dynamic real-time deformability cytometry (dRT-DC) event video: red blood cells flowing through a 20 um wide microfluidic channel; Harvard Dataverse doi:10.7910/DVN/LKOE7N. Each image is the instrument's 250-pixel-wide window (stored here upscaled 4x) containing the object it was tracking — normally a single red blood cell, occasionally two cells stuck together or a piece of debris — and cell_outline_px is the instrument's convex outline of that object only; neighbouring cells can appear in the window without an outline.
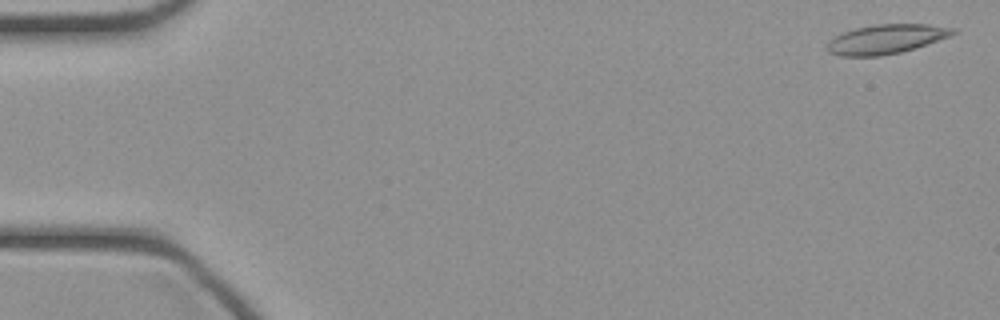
{"species": "common noctule bat (a hibernating species)", "species_latin": "Nyctalus noctula", "temperature_condition": "cold", "stored_images_in_passage": 46, "camera_frame_rate_fps": 3000, "um_per_image_px": 0.085, "animal": {"sex": "female", "body_mass_g": 21.9}, "frame": {"image": 1, "passage_image": 2, "time_ms": 0.333, "image_size_px": [1000, 320], "cell_outline_px": [[960, 32], [916, 48], [900, 52], [880, 56], [840, 56], [828, 52], [824, 48], [836, 36], [844, 32], [856, 28], [876, 24], [928, 24], [956, 28]], "centroid_in_image_um": [75.35, 3.32], "position_along_channel_um": 9.6, "area_um2": 21.5}}
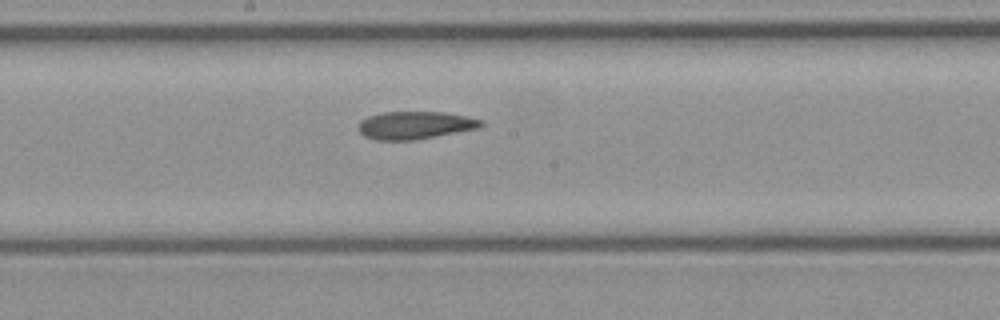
{"frame": {"image": 2, "passage_image": 25, "time_ms": 8.0, "image_size_px": [1000, 320], "cell_outline_px": [[484, 124], [480, 128], [412, 140], [376, 140], [364, 136], [356, 128], [360, 120], [368, 116], [384, 112], [444, 112], [468, 116], [484, 120]], "centroid_in_image_um": [35.28, 10.63], "position_along_channel_um": 212.9, "area_um2": 19.94}}
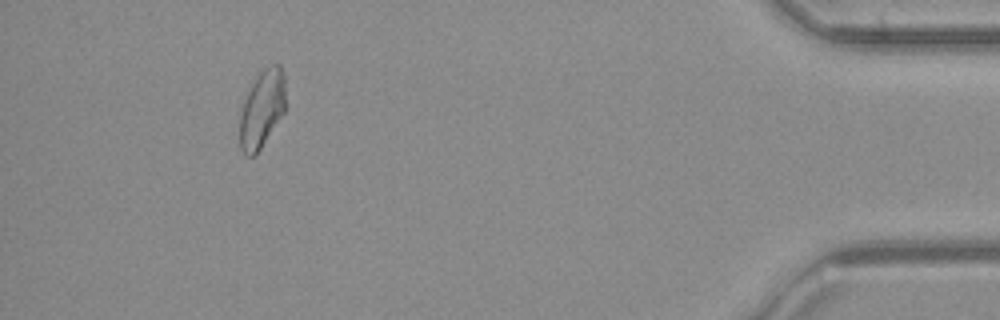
{"frame": {"image": 3, "passage_image": 43, "time_ms": 14.0, "image_size_px": [1000, 320], "cell_outline_px": [[284, 112], [256, 156], [244, 156], [240, 148], [240, 112], [244, 100], [256, 76], [264, 68], [272, 64], [280, 64], [284, 72]], "centroid_in_image_um": [22.25, 9.28], "position_along_channel_um": 412.9, "area_um2": 20.69}}